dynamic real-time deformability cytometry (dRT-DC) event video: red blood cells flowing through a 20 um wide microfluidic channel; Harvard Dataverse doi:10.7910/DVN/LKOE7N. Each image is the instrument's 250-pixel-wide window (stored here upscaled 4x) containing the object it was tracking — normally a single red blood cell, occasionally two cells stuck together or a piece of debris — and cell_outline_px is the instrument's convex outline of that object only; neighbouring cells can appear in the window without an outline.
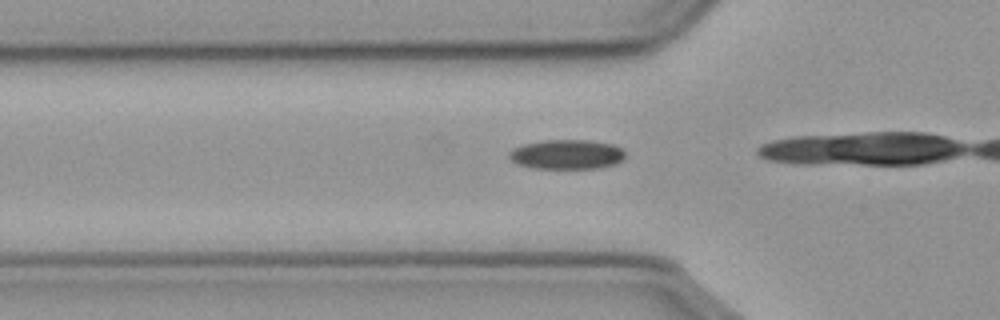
{"species": "common noctule bat (a hibernating species)", "species_latin": "Nyctalus noctula", "temperature_condition": "cold", "stored_images_in_passage": 6, "camera_frame_rate_fps": 3000, "um_per_image_px": 0.085, "animal": {"sex": "male", "body_mass_g": 23.1, "forearm_length_mm": 52.7}, "frame": {"image": 1, "passage_image": 3, "time_ms": 0.667, "image_size_px": [1000, 320], "cell_outline_px": [[624, 160], [616, 164], [596, 168], [532, 168], [516, 164], [508, 156], [508, 152], [512, 148], [524, 144], [544, 140], [588, 140], [612, 144], [624, 148]], "centroid_in_image_um": [48.17, 13.12], "position_along_channel_um": 77.6, "area_um2": 20.17}}